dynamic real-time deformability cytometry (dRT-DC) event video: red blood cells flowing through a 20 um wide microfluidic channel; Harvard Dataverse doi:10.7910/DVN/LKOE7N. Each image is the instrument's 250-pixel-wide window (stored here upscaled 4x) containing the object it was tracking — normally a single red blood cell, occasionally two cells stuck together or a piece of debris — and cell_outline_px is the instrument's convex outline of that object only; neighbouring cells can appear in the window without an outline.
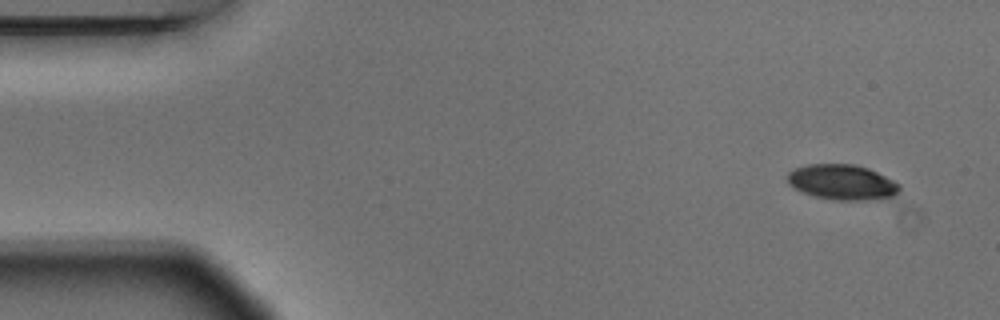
{"species": "Egyptian fruit bat (a non-hibernating species)", "species_latin": "Rousettus aegyptiacus", "temperature_condition": "warm", "stored_images_in_passage": 4, "camera_frame_rate_fps": 3000, "um_per_image_px": 0.085, "animal": {"sex": "male"}, "frame": {"image": 1, "passage_image": 1, "time_ms": 0.0, "image_size_px": [1000, 320], "cell_outline_px": [[900, 192], [896, 196], [884, 200], [836, 200], [816, 196], [804, 192], [788, 184], [788, 172], [796, 168], [808, 164], [852, 164], [868, 168], [900, 184]], "centroid_in_image_um": [71.65, 15.5], "position_along_channel_um": 13.4, "area_um2": 23.06}}
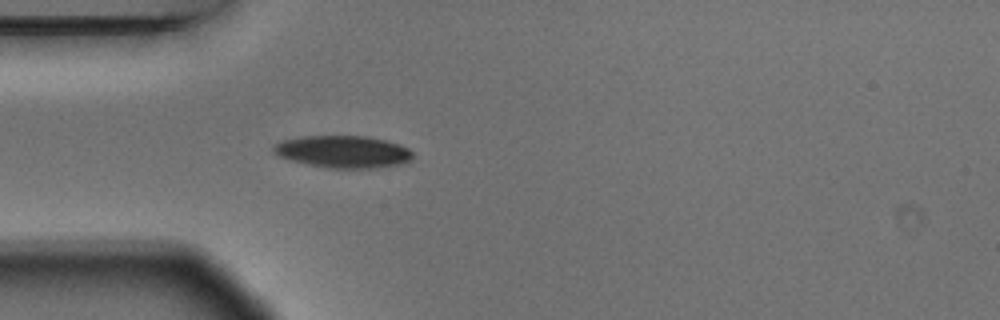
{"frame": {"image": 2, "passage_image": 4, "time_ms": 1.0, "image_size_px": [1000, 320], "cell_outline_px": [[412, 160], [400, 164], [372, 168], [328, 168], [308, 164], [292, 160], [280, 156], [272, 148], [276, 144], [284, 140], [304, 136], [364, 136], [384, 140], [400, 144], [408, 148], [412, 152]], "centroid_in_image_um": [29.21, 12.9], "position_along_channel_um": 55.8, "area_um2": 25.78}}